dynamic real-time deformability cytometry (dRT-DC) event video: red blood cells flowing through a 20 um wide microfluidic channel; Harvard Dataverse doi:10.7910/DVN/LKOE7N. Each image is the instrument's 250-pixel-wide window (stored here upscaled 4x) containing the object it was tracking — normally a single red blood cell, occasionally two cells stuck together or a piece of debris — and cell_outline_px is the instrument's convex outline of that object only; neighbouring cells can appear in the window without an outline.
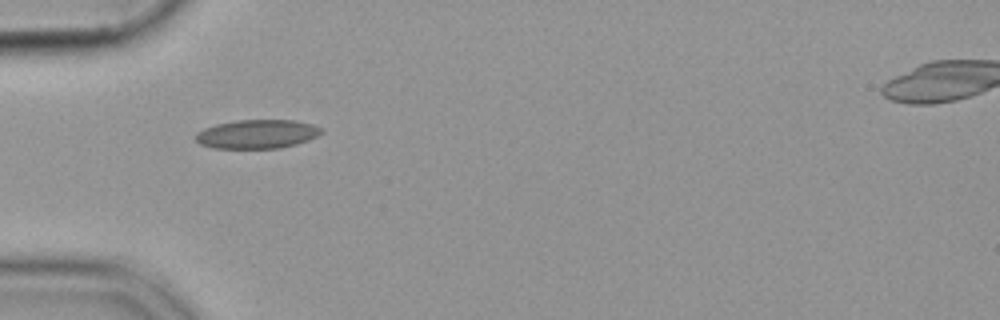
{"species": "common noctule bat (a hibernating species)", "species_latin": "Nyctalus noctula", "temperature_condition": "cold", "stored_images_in_passage": 38, "camera_frame_rate_fps": 3000, "um_per_image_px": 0.085, "animal": {"sex": "female", "body_mass_g": 19.9}, "frame": {"image": 1, "passage_image": 1, "time_ms": 0.0, "image_size_px": [1000, 320], "cell_outline_px": [[324, 132], [308, 140], [296, 144], [280, 148], [212, 148], [200, 144], [196, 140], [196, 132], [204, 128], [216, 124], [236, 120], [296, 120], [312, 124], [324, 128]], "centroid_in_image_um": [21.87, 11.39], "position_along_channel_um": 63.1, "area_um2": 21.27}}
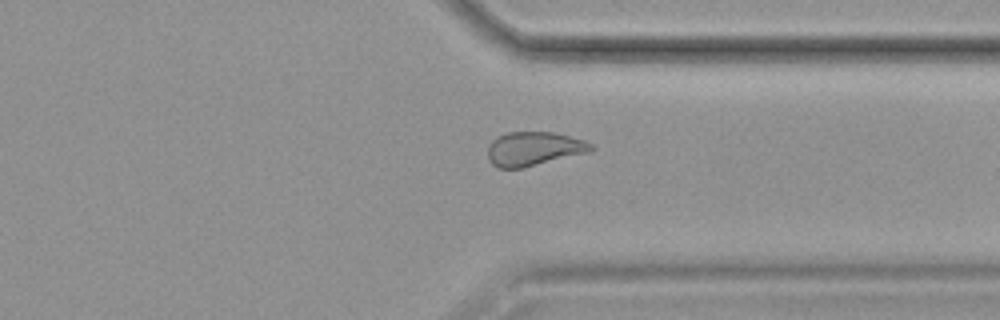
{"frame": {"image": 2, "passage_image": 26, "time_ms": 8.333, "image_size_px": [1000, 320], "cell_outline_px": [[596, 148], [592, 152], [520, 168], [500, 168], [492, 164], [488, 160], [488, 144], [496, 136], [508, 132], [552, 132], [584, 140], [592, 144]], "centroid_in_image_um": [45.38, 12.64], "position_along_channel_um": 366.0, "area_um2": 20.58}}
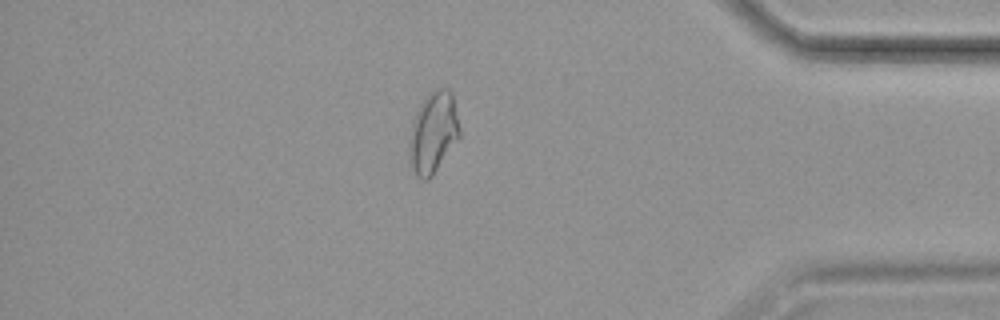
{"frame": {"image": 3, "passage_image": 31, "time_ms": 10.0, "image_size_px": [1000, 320], "cell_outline_px": [[460, 136], [432, 176], [428, 180], [424, 180], [416, 176], [412, 168], [408, 152], [408, 140], [412, 124], [416, 112], [424, 96], [428, 92], [436, 88], [448, 88], [452, 92], [460, 128]], "centroid_in_image_um": [36.81, 11.24], "position_along_channel_um": 398.4, "area_um2": 24.04}}